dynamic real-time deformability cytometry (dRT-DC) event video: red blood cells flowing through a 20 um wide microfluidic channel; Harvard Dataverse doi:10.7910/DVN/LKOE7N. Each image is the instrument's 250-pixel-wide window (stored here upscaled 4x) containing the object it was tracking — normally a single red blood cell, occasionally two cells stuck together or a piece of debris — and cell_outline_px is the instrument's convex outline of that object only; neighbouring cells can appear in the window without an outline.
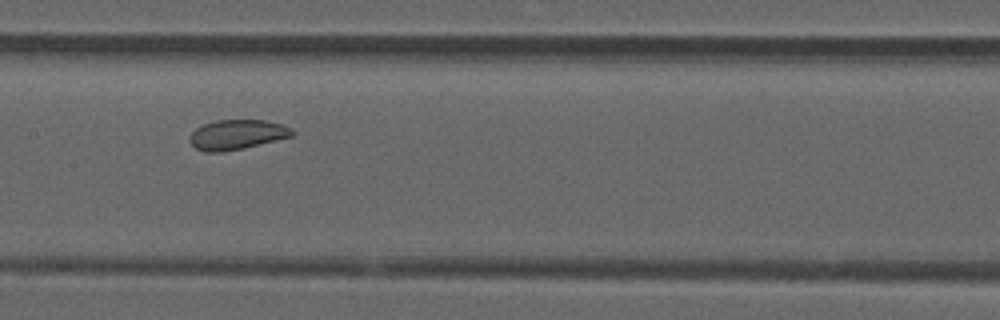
{"species": "common noctule bat (a hibernating species)", "species_latin": "Nyctalus noctula", "temperature_condition": "room temperature", "stored_images_in_passage": 48, "segment_of_instrument_passage": [2, 2], "camera_frame_rate_fps": 3000, "um_per_image_px": 0.085, "animal": {"sex": "male", "forearm_length_mm": 52.5}, "frame": {"image": 1, "passage_image": 22, "time_ms": 7.0, "image_size_px": [1000, 320], "cell_outline_px": [[296, 132], [292, 136], [244, 148], [220, 152], [204, 152], [196, 148], [188, 140], [192, 132], [196, 128], [204, 124], [216, 120], [264, 120], [280, 124], [292, 128]], "centroid_in_image_um": [20.14, 11.44], "position_along_channel_um": 187.3, "area_um2": 17.74}}
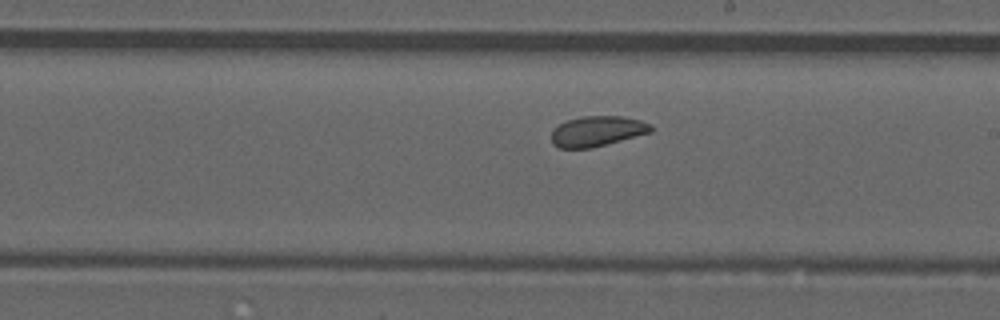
{"frame": {"image": 2, "passage_image": 26, "time_ms": 8.333, "image_size_px": [1000, 320], "cell_outline_px": [[652, 132], [592, 148], [560, 148], [552, 144], [552, 128], [568, 120], [584, 116], [624, 116], [640, 120], [648, 124], [652, 128]], "centroid_in_image_um": [50.74, 11.15], "position_along_channel_um": 238.3, "area_um2": 17.51}}
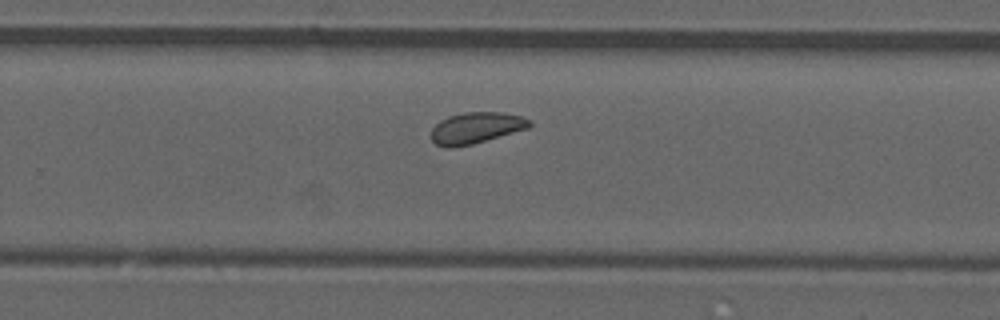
{"frame": {"image": 3, "passage_image": 30, "time_ms": 9.667, "image_size_px": [1000, 320], "cell_outline_px": [[532, 124], [528, 128], [472, 144], [452, 148], [448, 148], [436, 144], [432, 140], [432, 128], [440, 120], [448, 116], [464, 112], [504, 112], [520, 116], [532, 120]], "centroid_in_image_um": [40.46, 10.86], "position_along_channel_um": 289.3, "area_um2": 17.86}}